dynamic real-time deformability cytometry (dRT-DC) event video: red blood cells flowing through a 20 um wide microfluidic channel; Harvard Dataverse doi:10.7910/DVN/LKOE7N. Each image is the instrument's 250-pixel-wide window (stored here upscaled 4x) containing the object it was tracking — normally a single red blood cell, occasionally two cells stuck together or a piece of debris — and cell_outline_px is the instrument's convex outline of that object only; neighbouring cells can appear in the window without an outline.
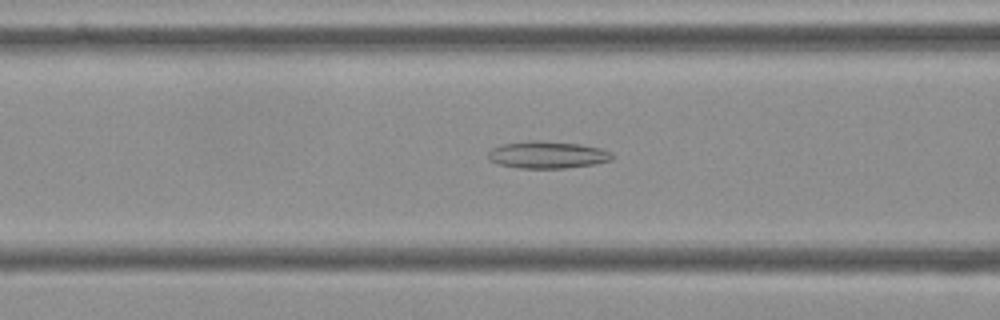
{"species": "Egyptian fruit bat (a non-hibernating species)", "species_latin": "Rousettus aegyptiacus", "temperature_condition": "cold", "stored_images_in_passage": 55, "camera_frame_rate_fps": 3000, "um_per_image_px": 0.085, "frame": {"image": 1, "passage_image": 21, "time_ms": 6.667, "image_size_px": [1000, 320], "cell_outline_px": [[612, 160], [596, 164], [564, 168], [520, 168], [500, 164], [488, 160], [488, 152], [492, 148], [500, 144], [528, 140], [540, 140], [580, 144], [600, 148], [612, 152]], "centroid_in_image_um": [46.52, 13.15], "position_along_channel_um": 120.1, "area_um2": 19.77}}
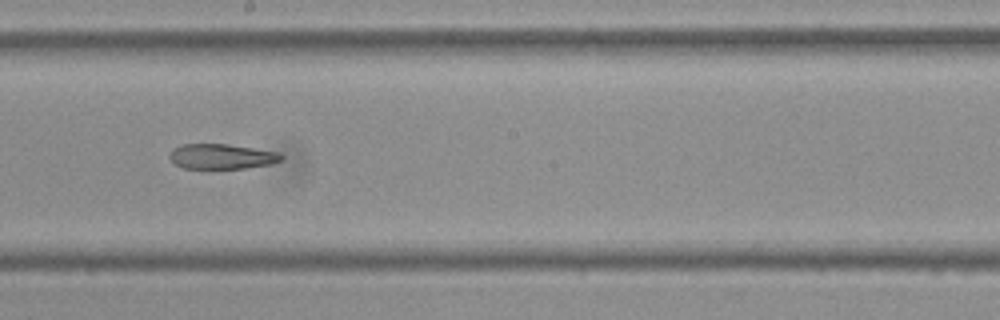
{"frame": {"image": 2, "passage_image": 30, "time_ms": 9.667, "image_size_px": [1000, 320], "cell_outline_px": [[284, 160], [272, 164], [244, 168], [184, 168], [176, 164], [168, 156], [172, 148], [180, 144], [228, 144], [280, 152], [284, 156]], "centroid_in_image_um": [18.88, 13.29], "position_along_channel_um": 229.3, "area_um2": 16.47}}
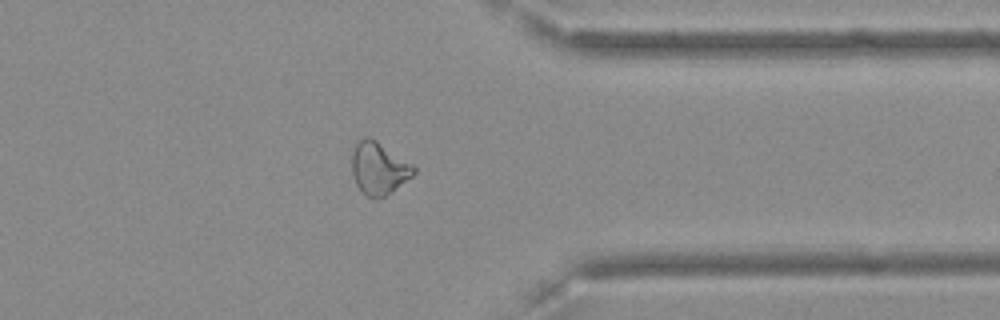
{"frame": {"image": 3, "passage_image": 43, "time_ms": 14.0, "image_size_px": [1000, 320], "cell_outline_px": [[416, 172], [412, 176], [392, 192], [384, 196], [368, 196], [356, 184], [352, 176], [352, 148], [356, 140], [368, 136], [376, 140], [412, 164], [416, 168]], "centroid_in_image_um": [32.18, 14.26], "position_along_channel_um": 379.2, "area_um2": 18.73}}